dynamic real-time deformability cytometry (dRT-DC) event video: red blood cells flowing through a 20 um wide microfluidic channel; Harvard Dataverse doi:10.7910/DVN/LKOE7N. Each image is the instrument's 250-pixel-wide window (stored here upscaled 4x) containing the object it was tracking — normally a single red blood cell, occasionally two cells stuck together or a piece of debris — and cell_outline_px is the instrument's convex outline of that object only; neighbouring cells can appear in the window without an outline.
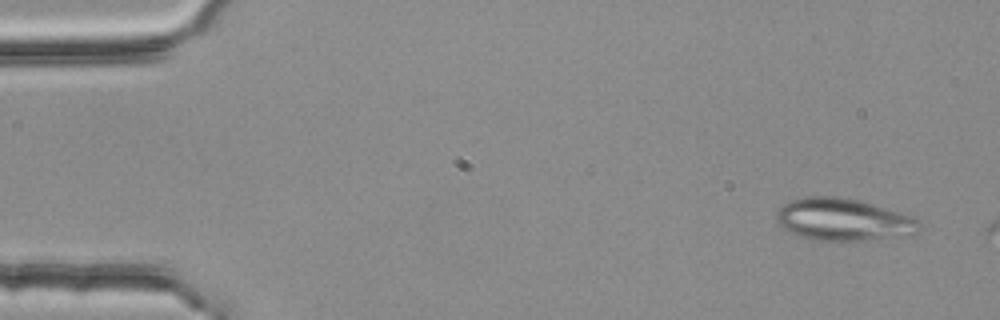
{"species": "common noctule bat (a hibernating species)", "species_latin": "Nyctalus noctula", "temperature_condition": "room temperature", "stored_images_in_passage": 2, "camera_frame_rate_fps": 3000, "um_per_image_px": 0.085, "animal": {"sex": "female", "body_mass_g": 25.1}, "frame": {"image": 1, "passage_image": 1, "time_ms": 0.0, "image_size_px": [1000, 320], "cell_outline_px": [[920, 224], [880, 236], [864, 240], [836, 244], [812, 240], [788, 232], [776, 220], [776, 212], [784, 204], [792, 200], [804, 196], [836, 196], [860, 200], [900, 212], [912, 216], [920, 220]], "centroid_in_image_um": [71.42, 18.64], "position_along_channel_um": 13.6, "area_um2": 34.22}}